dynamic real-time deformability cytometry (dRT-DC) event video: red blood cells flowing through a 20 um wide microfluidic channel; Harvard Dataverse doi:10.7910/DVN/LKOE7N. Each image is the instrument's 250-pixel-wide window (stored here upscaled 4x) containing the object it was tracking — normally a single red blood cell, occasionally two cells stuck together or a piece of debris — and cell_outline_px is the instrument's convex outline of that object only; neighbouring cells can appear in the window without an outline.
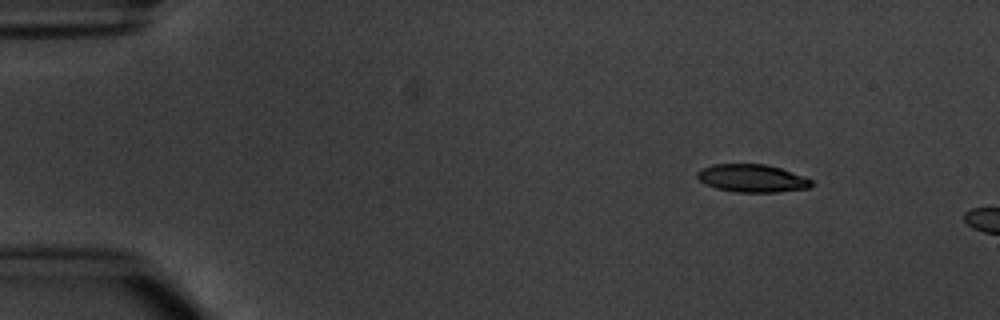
{"species": "common noctule bat (a hibernating species)", "species_latin": "Nyctalus noctula", "temperature_condition": "warm", "stored_images_in_passage": 3, "camera_frame_rate_fps": 3000, "um_per_image_px": 0.085, "animal": {"sex": "male", "body_mass_g": 20.1, "forearm_length_mm": 53.5}, "frame": {"image": 1, "passage_image": 1, "time_ms": 0.0, "image_size_px": [1000, 320], "cell_outline_px": [[812, 184], [808, 188], [776, 192], [736, 192], [716, 188], [704, 184], [696, 176], [696, 172], [700, 168], [712, 164], [764, 164], [780, 168], [812, 180]], "centroid_in_image_um": [63.86, 15.15], "position_along_channel_um": 21.1, "area_um2": 18.44}}